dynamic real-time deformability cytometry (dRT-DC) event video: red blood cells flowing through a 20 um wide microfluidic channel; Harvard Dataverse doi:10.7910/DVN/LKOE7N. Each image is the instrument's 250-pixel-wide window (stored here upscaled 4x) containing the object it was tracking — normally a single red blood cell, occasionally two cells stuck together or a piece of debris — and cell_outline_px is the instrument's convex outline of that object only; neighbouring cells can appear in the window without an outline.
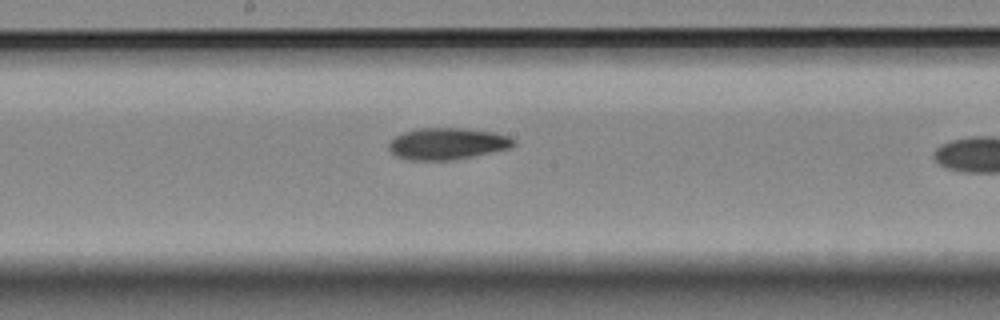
{"species": "Egyptian fruit bat (a non-hibernating species)", "species_latin": "Rousettus aegyptiacus", "temperature_condition": "room temperature", "stored_images_in_passage": 10, "camera_frame_rate_fps": 3000, "um_per_image_px": 0.085, "animal": {"sex": "female"}, "frame": {"image": 1, "passage_image": 9, "time_ms": 10.0, "image_size_px": [1000, 320], "cell_outline_px": [[516, 144], [512, 148], [452, 160], [408, 160], [396, 156], [388, 148], [388, 144], [396, 136], [404, 132], [416, 128], [468, 128], [496, 132], [508, 136], [516, 140]], "centroid_in_image_um": [38.06, 12.2], "position_along_channel_um": 210.1, "area_um2": 23.24}}